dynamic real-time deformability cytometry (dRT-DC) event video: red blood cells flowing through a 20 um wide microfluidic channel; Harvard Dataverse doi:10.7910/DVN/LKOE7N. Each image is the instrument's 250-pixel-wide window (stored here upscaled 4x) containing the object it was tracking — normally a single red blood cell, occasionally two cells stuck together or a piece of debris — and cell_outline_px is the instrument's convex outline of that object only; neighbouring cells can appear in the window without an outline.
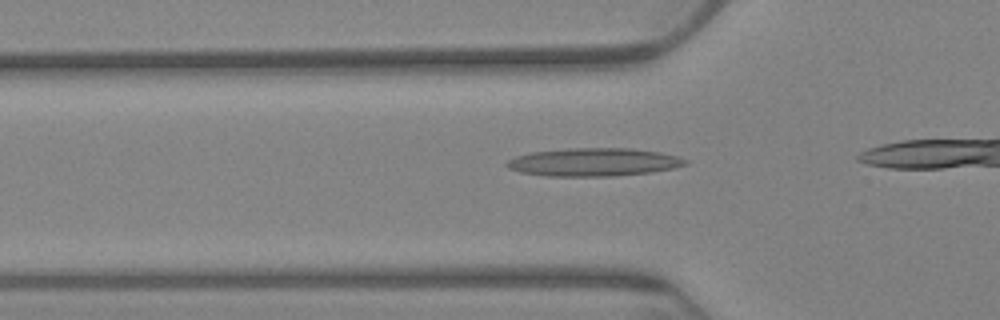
{"species": "Egyptian fruit bat (a non-hibernating species)", "species_latin": "Rousettus aegyptiacus", "temperature_condition": "warm", "stored_images_in_passage": 42, "camera_frame_rate_fps": 3000, "um_per_image_px": 0.085, "animal": {"sex": "female"}, "frame": {"image": 1, "passage_image": 14, "time_ms": 4.333, "image_size_px": [1000, 320], "cell_outline_px": [[688, 164], [672, 168], [652, 172], [616, 176], [548, 176], [520, 172], [508, 168], [504, 164], [508, 160], [516, 156], [532, 152], [564, 148], [632, 148], [660, 152], [676, 156], [688, 160]], "centroid_in_image_um": [50.46, 13.78], "position_along_channel_um": 75.3, "area_um2": 29.36}}
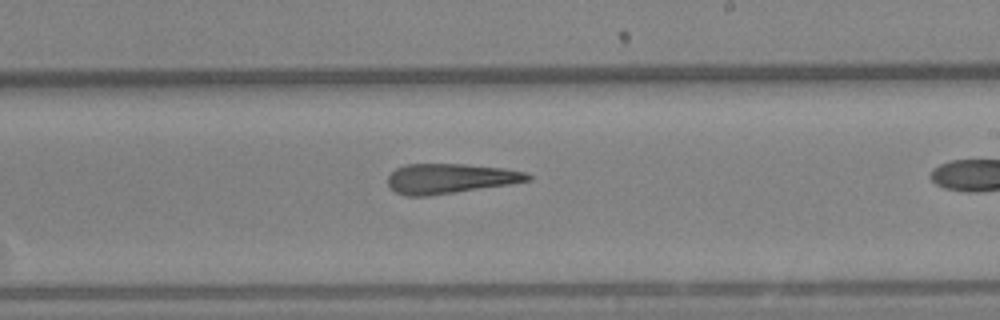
{"frame": {"image": 2, "passage_image": 30, "time_ms": 9.667, "image_size_px": [1000, 320], "cell_outline_px": [[532, 180], [508, 184], [428, 196], [408, 196], [396, 192], [388, 184], [388, 176], [396, 168], [404, 164], [464, 164], [504, 168], [524, 172], [532, 176]], "centroid_in_image_um": [38.24, 15.17], "position_along_channel_um": 250.8, "area_um2": 24.16}}
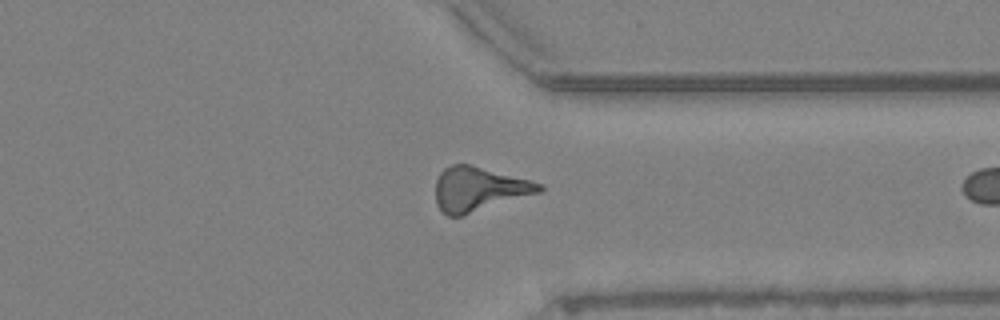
{"frame": {"image": 3, "passage_image": 41, "time_ms": 13.333, "image_size_px": [1000, 320], "cell_outline_px": [[544, 192], [464, 216], [448, 216], [436, 204], [436, 180], [440, 172], [444, 168], [452, 164], [468, 164], [532, 180], [544, 184]], "centroid_in_image_um": [40.76, 16.09], "position_along_channel_um": 370.6, "area_um2": 27.22}}